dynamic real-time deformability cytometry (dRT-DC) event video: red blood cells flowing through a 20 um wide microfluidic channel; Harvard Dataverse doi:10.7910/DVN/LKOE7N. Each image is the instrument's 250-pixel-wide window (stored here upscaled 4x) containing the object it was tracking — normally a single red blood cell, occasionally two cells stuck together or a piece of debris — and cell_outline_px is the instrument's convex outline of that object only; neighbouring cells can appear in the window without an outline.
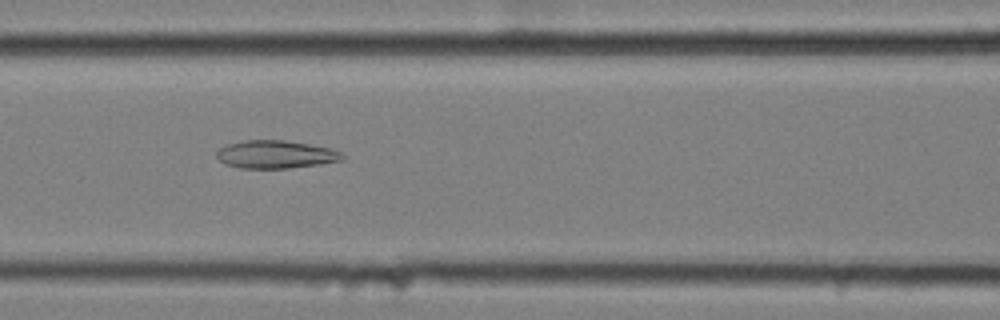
{"species": "common noctule bat (a hibernating species)", "species_latin": "Nyctalus noctula", "temperature_condition": "cold", "stored_images_in_passage": 57, "camera_frame_rate_fps": 3000, "um_per_image_px": 0.085, "animal": {"sex": "female", "body_mass_g": 25.1}, "frame": {"image": 1, "passage_image": 25, "time_ms": 8.0, "image_size_px": [1000, 320], "cell_outline_px": [[344, 160], [320, 164], [288, 168], [240, 168], [224, 164], [216, 156], [216, 152], [220, 148], [228, 144], [244, 140], [284, 140], [308, 144], [328, 148], [340, 152], [344, 156]], "centroid_in_image_um": [23.41, 13.13], "position_along_channel_um": 143.2, "area_um2": 20.35}}
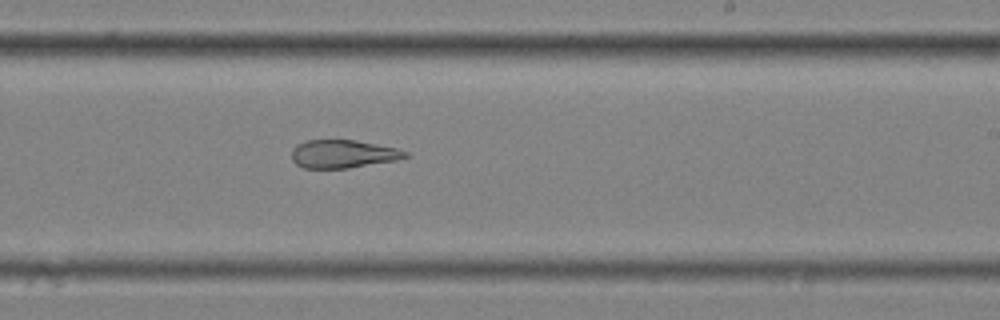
{"frame": {"image": 2, "passage_image": 35, "time_ms": 11.333, "image_size_px": [1000, 320], "cell_outline_px": [[412, 156], [396, 160], [348, 168], [304, 168], [296, 164], [292, 160], [292, 148], [296, 144], [304, 140], [356, 140], [396, 148], [408, 152]], "centroid_in_image_um": [29.15, 13.08], "position_along_channel_um": 259.9, "area_um2": 18.73}}
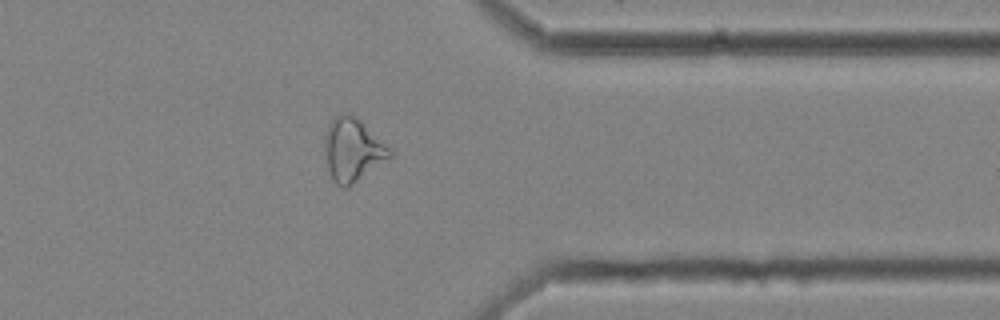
{"frame": {"image": 3, "passage_image": 46, "time_ms": 15.0, "image_size_px": [1000, 320], "cell_outline_px": [[392, 156], [348, 188], [340, 188], [332, 180], [328, 168], [324, 148], [324, 136], [328, 124], [336, 116], [344, 112], [352, 112], [392, 152]], "centroid_in_image_um": [29.93, 12.74], "position_along_channel_um": 381.5, "area_um2": 23.87}, "authors_computed_cell_mechanics": {"area_um2": 25.3742, "velocity_mm_per_s": 3.5066, "shape_relaxation_time_tau1_ms": null, "shape_relaxation_time_tau2_ms": 2.8924, "deformation_change_tau1": null, "deformation_change_tau2": 0.1256}}